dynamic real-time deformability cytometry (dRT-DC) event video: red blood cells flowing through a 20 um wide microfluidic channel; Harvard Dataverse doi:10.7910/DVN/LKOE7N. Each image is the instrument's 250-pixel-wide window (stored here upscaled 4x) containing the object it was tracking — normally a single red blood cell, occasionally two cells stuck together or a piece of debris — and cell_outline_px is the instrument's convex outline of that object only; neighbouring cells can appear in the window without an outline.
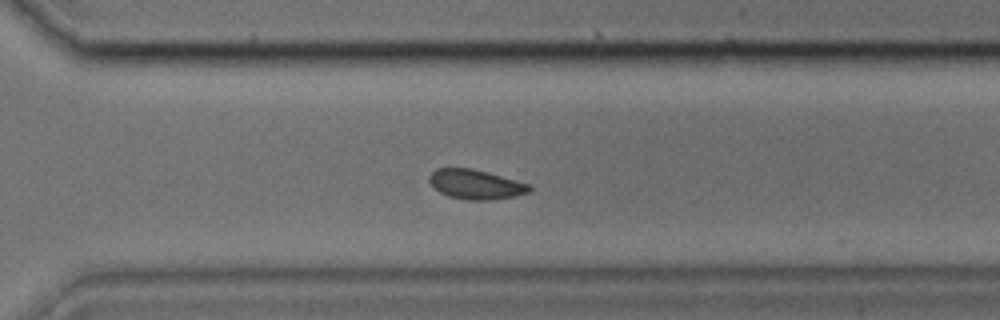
{"species": "common noctule bat (a hibernating species)", "species_latin": "Nyctalus noctula", "temperature_condition": "cold", "stored_images_in_passage": 41, "camera_frame_rate_fps": 3000, "um_per_image_px": 0.085, "animal": {"sex": "male", "body_mass_g": 17.9, "forearm_length_mm": 54.2}, "frame": {"image": 1, "passage_image": 29, "time_ms": 9.333, "image_size_px": [1000, 320], "cell_outline_px": [[532, 188], [528, 192], [516, 196], [488, 200], [468, 200], [448, 196], [440, 192], [428, 180], [428, 176], [436, 168], [472, 168], [488, 172], [516, 180], [528, 184]], "centroid_in_image_um": [40.42, 15.66], "position_along_channel_um": 330.2, "area_um2": 17.17}}